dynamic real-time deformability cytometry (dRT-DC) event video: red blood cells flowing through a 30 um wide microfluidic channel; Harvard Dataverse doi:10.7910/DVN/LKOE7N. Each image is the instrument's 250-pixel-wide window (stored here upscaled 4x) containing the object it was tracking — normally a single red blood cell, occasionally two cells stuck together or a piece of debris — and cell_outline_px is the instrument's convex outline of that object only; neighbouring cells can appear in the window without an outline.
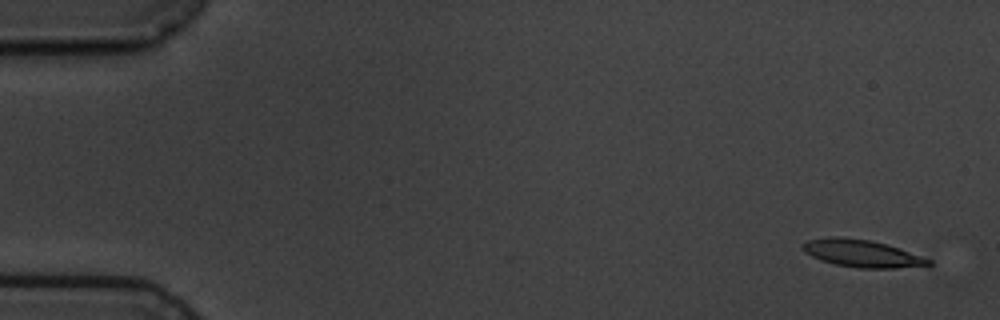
{"species": "common noctule bat (a hibernating species)", "species_latin": "Nyctalus noctula", "temperature_condition": "cold", "stored_images_in_passage": 5, "camera_frame_rate_fps": 3000, "um_per_image_px": 0.085, "animal": {"sex": "male", "body_mass_g": 19.5, "forearm_length_mm": 54.6}, "frame": {"image": 1, "passage_image": 1, "time_ms": 0.0, "image_size_px": [1000, 320], "cell_outline_px": [[932, 264], [928, 268], [856, 268], [836, 264], [820, 260], [804, 252], [800, 244], [808, 240], [832, 236], [836, 236], [868, 240], [900, 248], [932, 260]], "centroid_in_image_um": [73.33, 21.56], "position_along_channel_um": 11.7, "area_um2": 20.35}}
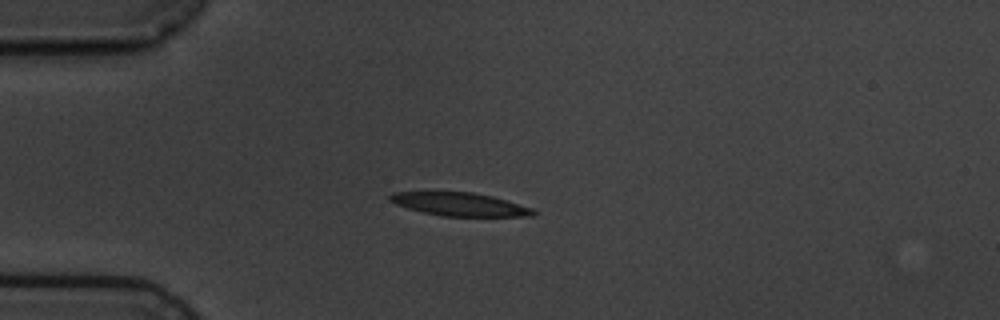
{"frame": {"image": 2, "passage_image": 3, "time_ms": 4.0, "image_size_px": [1000, 320], "cell_outline_px": [[536, 216], [440, 216], [408, 208], [396, 204], [388, 200], [388, 196], [392, 192], [472, 192], [492, 196], [532, 208], [536, 212]], "centroid_in_image_um": [39.06, 17.36], "position_along_channel_um": 45.9, "area_um2": 19.31}}
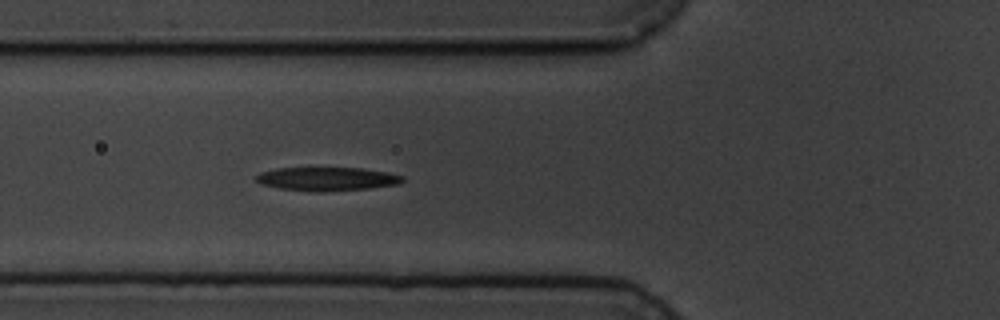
{"frame": {"image": 3, "passage_image": 5, "time_ms": 6.0, "image_size_px": [1000, 320], "cell_outline_px": [[404, 180], [400, 184], [368, 188], [324, 192], [316, 192], [280, 188], [260, 184], [256, 180], [256, 176], [260, 172], [276, 168], [360, 168], [388, 172], [404, 176]], "centroid_in_image_um": [27.81, 15.21], "position_along_channel_um": 98.0, "area_um2": 20.17}}